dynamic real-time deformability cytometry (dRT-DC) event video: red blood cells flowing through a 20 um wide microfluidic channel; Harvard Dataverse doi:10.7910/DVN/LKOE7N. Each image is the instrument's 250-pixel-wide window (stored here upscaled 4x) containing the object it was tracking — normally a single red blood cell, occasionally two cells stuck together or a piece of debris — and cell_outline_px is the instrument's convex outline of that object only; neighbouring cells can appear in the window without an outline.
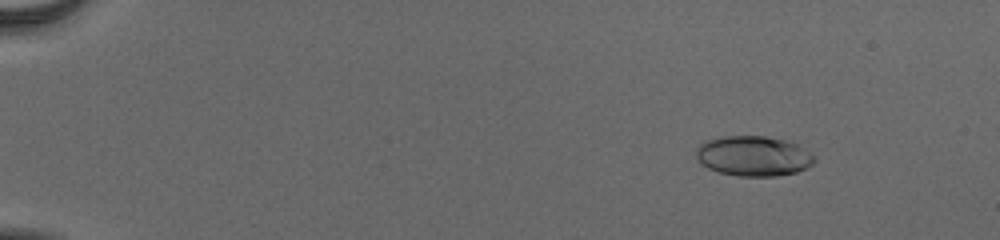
{"species": "human", "species_latin": "Homo sapiens", "temperature_condition": "cold", "stored_images_in_passage": 55, "camera_frame_rate_fps": 3000, "um_per_image_px": 0.085, "donor": {"sex": "male"}, "frame": {"image": 1, "passage_image": 7, "time_ms": 2.0, "image_size_px": [1000, 240], "cell_outline_px": [[816, 160], [812, 164], [796, 172], [776, 176], [740, 176], [720, 172], [708, 168], [696, 156], [696, 148], [704, 140], [724, 136], [764, 136], [784, 140], [796, 144], [804, 148]], "centroid_in_image_um": [64.02, 13.25], "position_along_channel_um": 21.0, "area_um2": 27.34}}
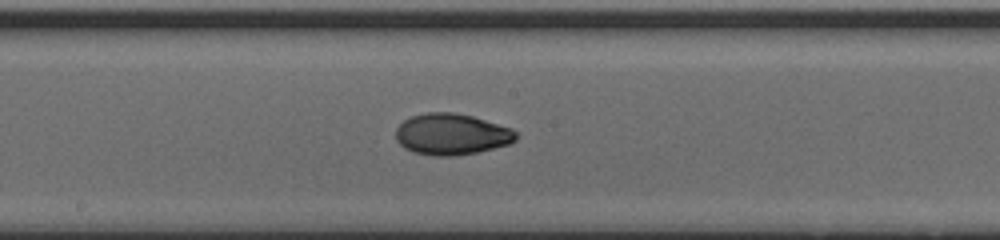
{"frame": {"image": 2, "passage_image": 32, "time_ms": 10.333, "image_size_px": [1000, 240], "cell_outline_px": [[516, 140], [508, 144], [476, 152], [452, 156], [432, 156], [416, 152], [404, 148], [396, 140], [396, 128], [404, 120], [412, 116], [428, 112], [456, 112], [472, 116], [512, 128], [516, 132]], "centroid_in_image_um": [38.37, 11.4], "position_along_channel_um": 209.8, "area_um2": 28.78}}
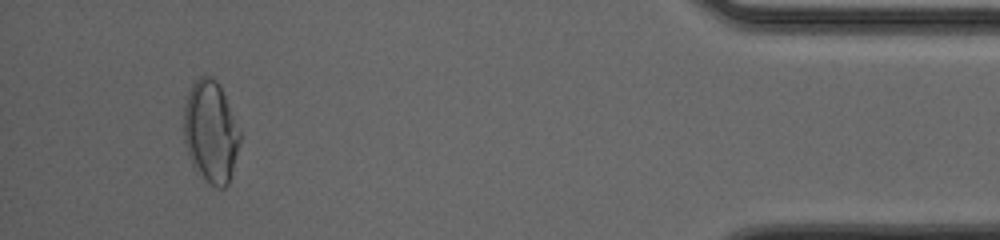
{"frame": {"image": 3, "passage_image": 52, "time_ms": 17.0, "image_size_px": [1000, 240], "cell_outline_px": [[240, 140], [228, 184], [224, 188], [216, 188], [204, 180], [196, 172], [188, 156], [184, 140], [184, 108], [188, 92], [192, 84], [200, 76], [212, 76], [216, 80], [224, 96], [240, 132]], "centroid_in_image_um": [17.88, 11.23], "position_along_channel_um": 417.3, "area_um2": 33.0}, "authors_computed_cell_mechanics": {"area_um2": 28.033, "velocity_mm_per_s": 3.9144, "shape_relaxation_time_tau1_ms": 6.0138, "shape_relaxation_time_tau2_ms": 1.495, "deformation_change_tau1": 0.1783, "deformation_change_tau2": 0.044}}